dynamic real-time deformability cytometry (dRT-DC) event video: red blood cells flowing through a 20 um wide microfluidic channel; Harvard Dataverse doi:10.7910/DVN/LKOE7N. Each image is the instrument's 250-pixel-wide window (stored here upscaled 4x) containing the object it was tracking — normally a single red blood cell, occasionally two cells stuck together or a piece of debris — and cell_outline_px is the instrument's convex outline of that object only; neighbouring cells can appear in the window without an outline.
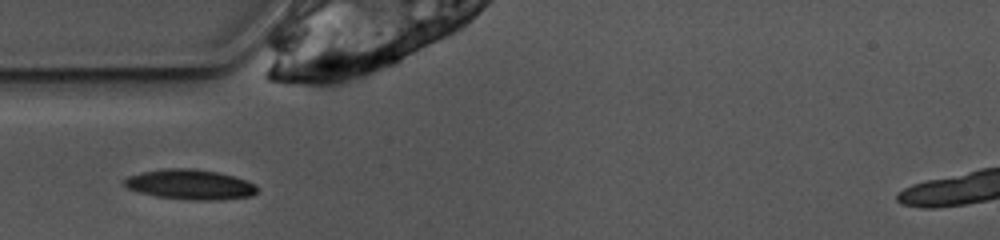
{"species": "common noctule bat (a hibernating species)", "species_latin": "Nyctalus noctula", "temperature_condition": "warm", "stored_images_in_passage": 23, "camera_frame_rate_fps": 3000, "um_per_image_px": 0.085, "animal": {"sex": "female", "body_mass_g": 10.0, "forearm_length_mm": 53.1}, "frame": {"image": 1, "passage_image": 1, "time_ms": 0.0, "image_size_px": [1000, 240], "cell_outline_px": [[260, 188], [252, 196], [212, 200], [188, 200], [156, 196], [140, 192], [128, 188], [124, 184], [124, 180], [128, 176], [140, 172], [160, 168], [192, 168], [220, 172], [256, 184]], "centroid_in_image_um": [16.16, 15.67], "position_along_channel_um": 68.8, "area_um2": 23.35}}
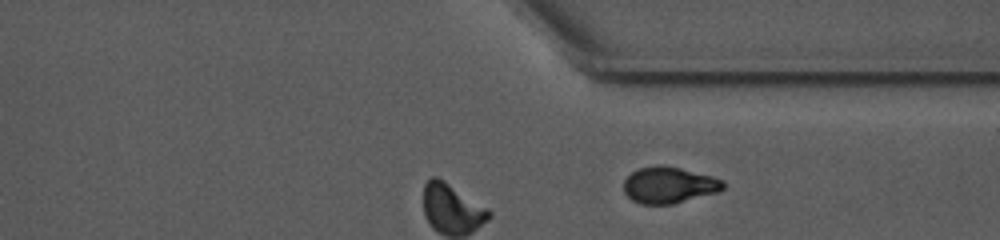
{"frame": {"image": 2, "passage_image": 23, "time_ms": 7.333, "image_size_px": [1000, 240], "cell_outline_px": [[724, 188], [720, 192], [672, 204], [640, 204], [632, 200], [624, 192], [624, 180], [636, 168], [656, 164], [660, 164], [680, 168], [712, 176], [724, 180]], "centroid_in_image_um": [56.86, 15.72], "position_along_channel_um": 354.5, "area_um2": 21.33}}